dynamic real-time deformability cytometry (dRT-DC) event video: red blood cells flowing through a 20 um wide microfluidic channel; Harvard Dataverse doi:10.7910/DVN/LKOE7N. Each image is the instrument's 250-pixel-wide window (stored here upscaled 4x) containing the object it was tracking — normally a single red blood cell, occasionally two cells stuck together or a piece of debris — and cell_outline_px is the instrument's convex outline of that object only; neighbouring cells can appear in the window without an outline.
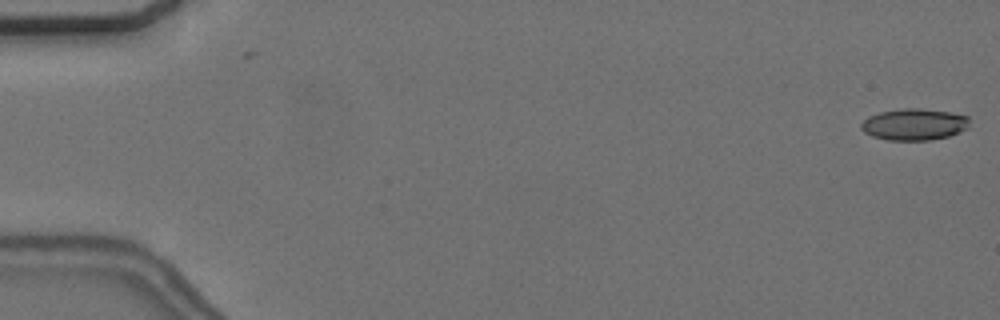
{"species": "common noctule bat (a hibernating species)", "species_latin": "Nyctalus noctula", "temperature_condition": "cold", "stored_images_in_passage": 2, "camera_frame_rate_fps": 3000, "um_per_image_px": 0.085, "animal": {"sex": "female", "body_mass_g": 24.6, "forearm_length_mm": 56.2}, "frame": {"image": 1, "passage_image": 2, "time_ms": 0.333, "image_size_px": [1000, 320], "cell_outline_px": [[968, 128], [960, 132], [948, 136], [932, 140], [888, 140], [872, 136], [864, 132], [860, 128], [860, 124], [868, 116], [880, 112], [900, 108], [920, 108], [948, 112], [968, 116]], "centroid_in_image_um": [77.68, 10.57], "position_along_channel_um": 7.3, "area_um2": 20.0}}